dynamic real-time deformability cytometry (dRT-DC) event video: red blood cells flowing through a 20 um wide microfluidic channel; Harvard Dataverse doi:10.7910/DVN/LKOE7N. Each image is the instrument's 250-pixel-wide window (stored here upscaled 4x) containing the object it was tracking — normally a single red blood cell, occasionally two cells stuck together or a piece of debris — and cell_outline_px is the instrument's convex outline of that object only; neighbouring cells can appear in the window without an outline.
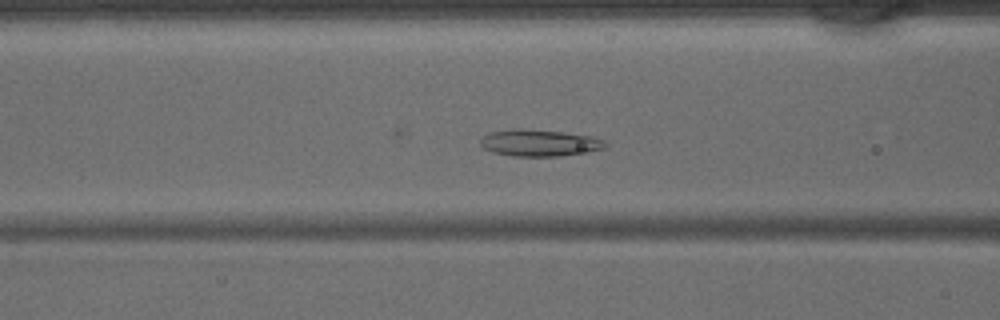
{"species": "common noctule bat (a hibernating species)", "species_latin": "Nyctalus noctula", "temperature_condition": "warm", "stored_images_in_passage": 26, "camera_frame_rate_fps": 3000, "um_per_image_px": 0.085, "animal": {"sex": "male", "body_mass_g": 15.6}, "frame": {"image": 1, "passage_image": 13, "time_ms": 4.0, "image_size_px": [1000, 320], "cell_outline_px": [[608, 144], [604, 148], [588, 152], [560, 156], [512, 156], [492, 152], [484, 148], [480, 144], [480, 136], [492, 132], [512, 128], [520, 128], [560, 132], [592, 136], [604, 140]], "centroid_in_image_um": [45.83, 12.14], "position_along_channel_um": 120.8, "area_um2": 19.54}}
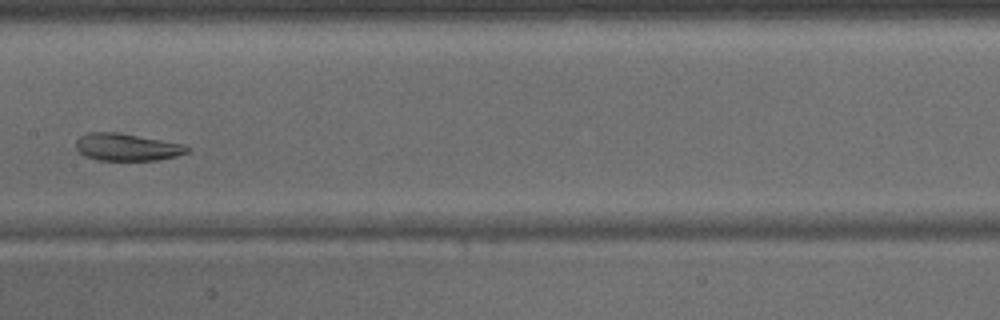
{"frame": {"image": 2, "passage_image": 18, "time_ms": 5.667, "image_size_px": [1000, 320], "cell_outline_px": [[192, 148], [188, 152], [176, 156], [156, 160], [96, 160], [84, 156], [76, 148], [76, 140], [80, 136], [88, 132], [120, 132], [184, 144]], "centroid_in_image_um": [10.79, 12.5], "position_along_channel_um": 196.6, "area_um2": 17.86}}
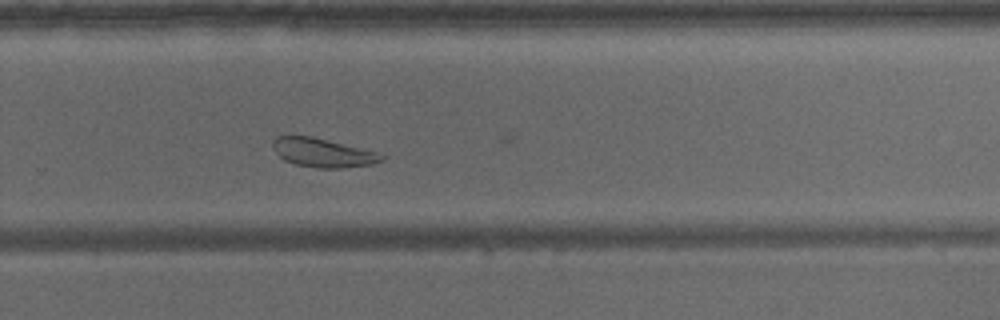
{"frame": {"image": 3, "passage_image": 25, "time_ms": 8.0, "image_size_px": [1000, 320], "cell_outline_px": [[384, 160], [372, 164], [340, 168], [316, 168], [296, 164], [284, 160], [272, 148], [272, 140], [276, 136], [312, 136], [372, 152], [384, 156]], "centroid_in_image_um": [27.35, 12.99], "position_along_channel_um": 302.5, "area_um2": 17.8}}